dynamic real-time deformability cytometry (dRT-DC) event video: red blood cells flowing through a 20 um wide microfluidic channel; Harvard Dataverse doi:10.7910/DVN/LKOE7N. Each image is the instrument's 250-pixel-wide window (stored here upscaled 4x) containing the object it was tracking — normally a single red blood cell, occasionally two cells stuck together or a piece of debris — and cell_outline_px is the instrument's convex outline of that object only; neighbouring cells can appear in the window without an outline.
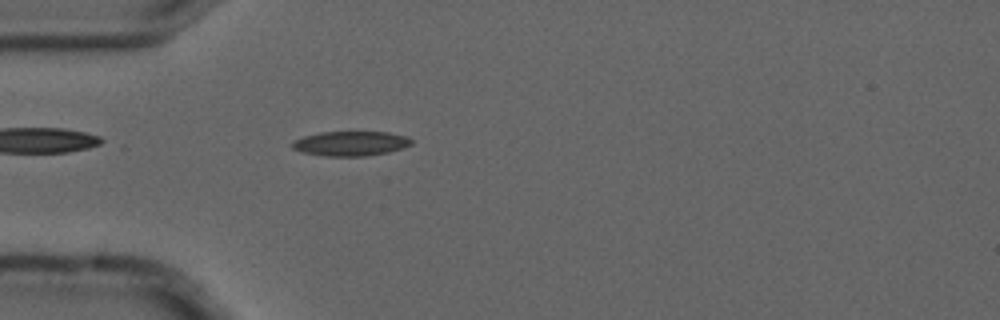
{"species": "common noctule bat (a hibernating species)", "species_latin": "Nyctalus noctula", "temperature_condition": "cold", "stored_images_in_passage": 1, "camera_frame_rate_fps": 3000, "um_per_image_px": 0.085, "animal": {"sex": "male", "forearm_length_mm": 52.5}, "frame": {"image": 1, "passage_image": 1, "time_ms": 0.0, "image_size_px": [1000, 320], "cell_outline_px": [[412, 144], [404, 148], [388, 152], [364, 156], [324, 156], [304, 152], [292, 148], [292, 144], [296, 140], [304, 136], [320, 132], [388, 132], [404, 136], [412, 140]], "centroid_in_image_um": [29.83, 12.2], "position_along_channel_um": 55.2, "area_um2": 16.94}}